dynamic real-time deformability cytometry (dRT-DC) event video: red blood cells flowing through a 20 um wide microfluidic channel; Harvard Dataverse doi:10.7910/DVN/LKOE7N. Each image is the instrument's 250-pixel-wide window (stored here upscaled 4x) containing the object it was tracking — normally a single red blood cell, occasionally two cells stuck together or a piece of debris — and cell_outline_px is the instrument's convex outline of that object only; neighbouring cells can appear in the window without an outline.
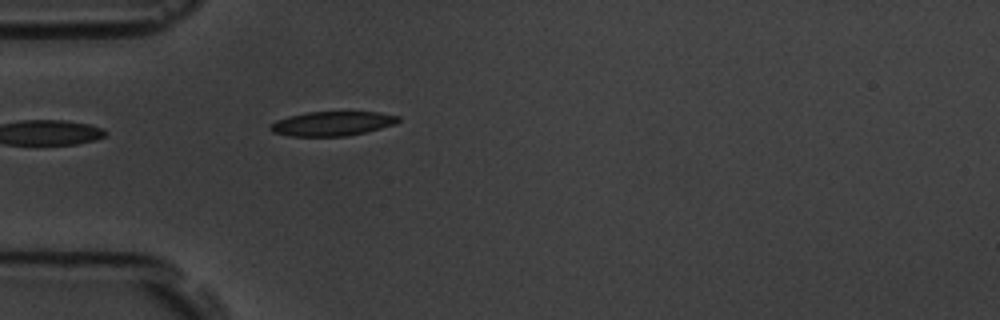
{"species": "common noctule bat (a hibernating species)", "species_latin": "Nyctalus noctula", "temperature_condition": "room temperature", "stored_images_in_passage": 3, "camera_frame_rate_fps": 3000, "um_per_image_px": 0.085, "animal": {"sex": "male", "body_mass_g": 19.5, "forearm_length_mm": 54.6}, "frame": {"image": 1, "passage_image": 3, "time_ms": 2.333, "image_size_px": [1000, 320], "cell_outline_px": [[400, 120], [396, 124], [364, 132], [344, 136], [288, 136], [272, 132], [268, 128], [276, 120], [288, 116], [308, 112], [376, 112], [400, 116]], "centroid_in_image_um": [28.22, 10.5], "position_along_channel_um": 56.8, "area_um2": 18.09}}